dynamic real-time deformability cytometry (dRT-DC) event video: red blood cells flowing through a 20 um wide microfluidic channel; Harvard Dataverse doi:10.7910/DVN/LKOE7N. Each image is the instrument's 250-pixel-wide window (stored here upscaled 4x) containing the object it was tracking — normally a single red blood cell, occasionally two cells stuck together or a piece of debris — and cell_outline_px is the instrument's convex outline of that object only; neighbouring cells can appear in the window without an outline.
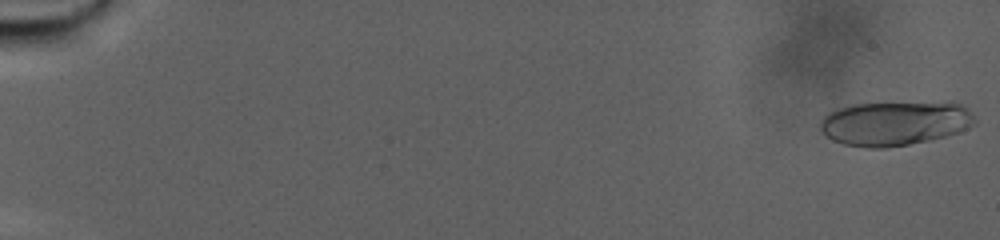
{"species": "human", "species_latin": "Homo sapiens", "temperature_condition": "warm", "stored_images_in_passage": 89, "camera_frame_rate_fps": 3000, "um_per_image_px": 0.085, "donor": {"sex": "male"}, "frame": {"image": 1, "passage_image": 1, "time_ms": 0.0, "image_size_px": [1000, 240], "cell_outline_px": [[976, 124], [960, 132], [928, 140], [888, 148], [868, 148], [844, 144], [832, 140], [820, 132], [820, 120], [828, 112], [836, 108], [856, 104], [952, 100], [964, 104], [976, 116]], "centroid_in_image_um": [76.13, 10.44], "position_along_channel_um": 8.9, "area_um2": 41.15}}
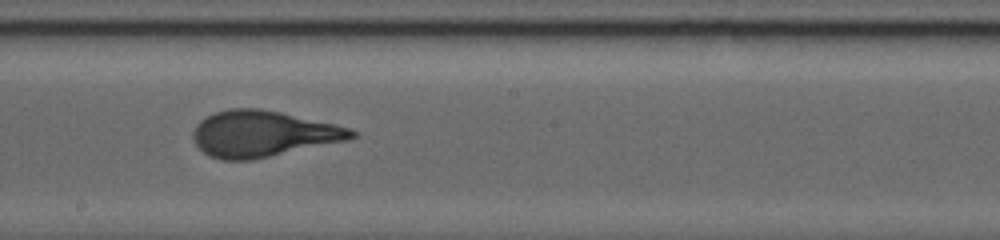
{"frame": {"image": 2, "passage_image": 53, "time_ms": 17.333, "image_size_px": [1000, 240], "cell_outline_px": [[360, 136], [348, 140], [252, 160], [224, 160], [208, 156], [196, 144], [192, 136], [192, 132], [196, 124], [200, 120], [216, 112], [228, 108], [260, 108], [280, 112], [336, 124], [352, 128], [360, 132]], "centroid_in_image_um": [22.38, 11.37], "position_along_channel_um": 225.8, "area_um2": 42.83}}
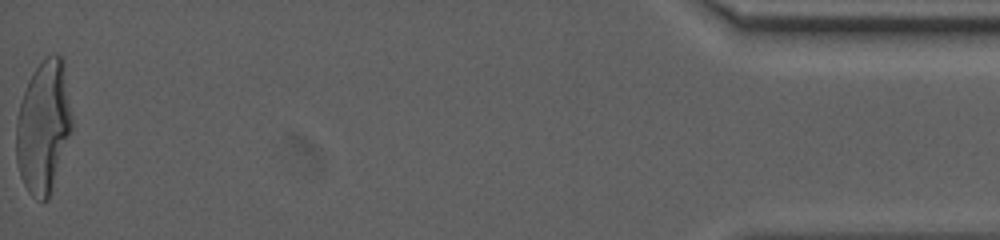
{"frame": {"image": 3, "passage_image": 89, "time_ms": 29.333, "image_size_px": [1000, 240], "cell_outline_px": [[72, 128], [48, 200], [40, 200], [32, 196], [28, 192], [20, 176], [16, 160], [16, 120], [20, 104], [28, 80], [32, 72], [44, 56], [52, 52], [56, 52], [64, 60], [72, 120]], "centroid_in_image_um": [3.69, 10.72], "position_along_channel_um": 431.5, "area_um2": 43.18}, "authors_computed_cell_mechanics": {"area_um2": 41.2692, "velocity_mm_per_s": 2.4174, "shape_relaxation_time_tau1_ms": 9.9178, "shape_relaxation_time_tau2_ms": null, "deformation_change_tau1": 0.3004, "deformation_change_tau2": null}}